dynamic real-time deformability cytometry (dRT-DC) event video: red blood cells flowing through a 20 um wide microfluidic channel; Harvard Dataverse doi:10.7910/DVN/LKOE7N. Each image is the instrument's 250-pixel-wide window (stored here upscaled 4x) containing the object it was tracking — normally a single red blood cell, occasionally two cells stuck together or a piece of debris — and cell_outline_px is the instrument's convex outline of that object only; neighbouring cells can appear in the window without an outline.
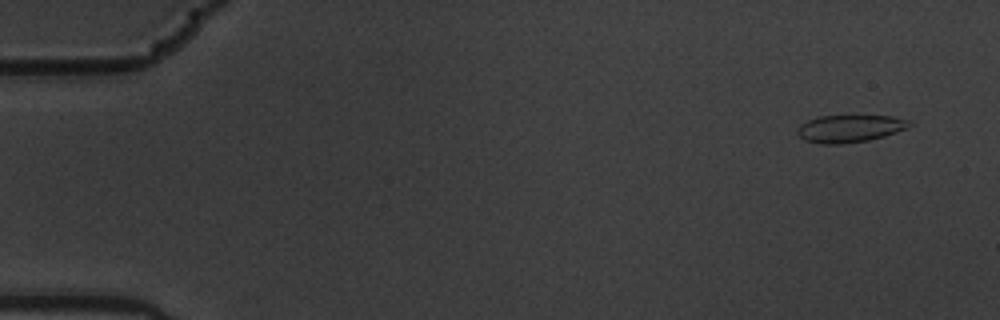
{"species": "common noctule bat (a hibernating species)", "species_latin": "Nyctalus noctula", "temperature_condition": "warm", "stored_images_in_passage": 6, "camera_frame_rate_fps": 3000, "um_per_image_px": 0.085, "animal": {"sex": "male", "body_mass_g": 19.5, "forearm_length_mm": 54.6}, "frame": {"image": 1, "passage_image": 2, "time_ms": 0.333, "image_size_px": [1000, 320], "cell_outline_px": [[912, 124], [908, 128], [884, 136], [868, 140], [840, 144], [820, 144], [804, 140], [796, 132], [796, 128], [800, 124], [816, 116], [892, 116], [912, 120]], "centroid_in_image_um": [72.22, 10.92], "position_along_channel_um": 12.8, "area_um2": 18.03}}
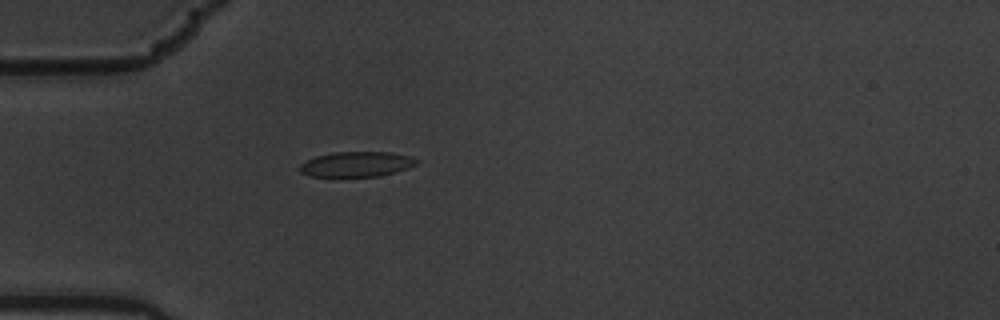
{"frame": {"image": 2, "passage_image": 6, "time_ms": 1.667, "image_size_px": [1000, 320], "cell_outline_px": [[420, 160], [416, 164], [408, 168], [396, 172], [380, 176], [308, 176], [300, 172], [300, 164], [316, 156], [332, 152], [392, 152], [408, 156]], "centroid_in_image_um": [30.32, 13.95], "position_along_channel_um": 54.7, "area_um2": 17.05}}